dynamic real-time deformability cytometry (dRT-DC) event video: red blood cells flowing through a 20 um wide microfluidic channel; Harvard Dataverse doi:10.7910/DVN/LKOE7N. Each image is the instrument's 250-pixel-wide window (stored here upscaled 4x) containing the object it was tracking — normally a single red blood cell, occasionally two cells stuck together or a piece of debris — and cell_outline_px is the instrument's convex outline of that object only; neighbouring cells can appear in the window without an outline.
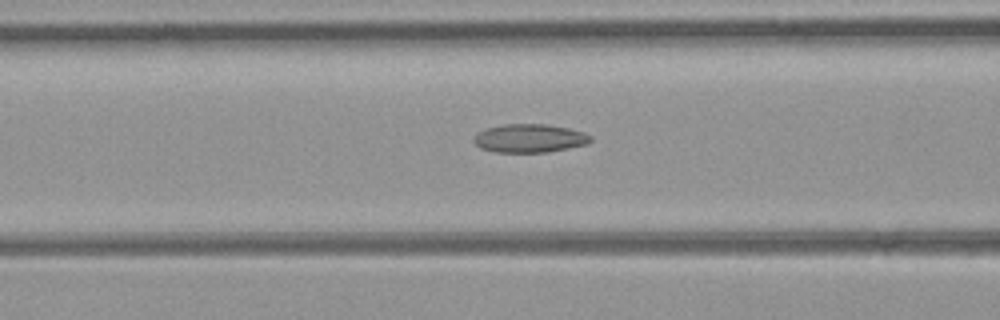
{"species": "common noctule bat (a hibernating species)", "species_latin": "Nyctalus noctula", "temperature_condition": "room temperature", "stored_images_in_passage": 46, "camera_frame_rate_fps": 3000, "um_per_image_px": 0.085, "animal": {"sex": "female", "body_mass_g": 21.9}, "frame": {"image": 1, "passage_image": 17, "time_ms": 5.333, "image_size_px": [1000, 320], "cell_outline_px": [[592, 140], [588, 144], [548, 152], [496, 152], [480, 148], [472, 140], [472, 136], [476, 132], [484, 128], [504, 124], [548, 124], [568, 128], [584, 132], [592, 136]], "centroid_in_image_um": [44.99, 11.74], "position_along_channel_um": 121.6, "area_um2": 19.65}}
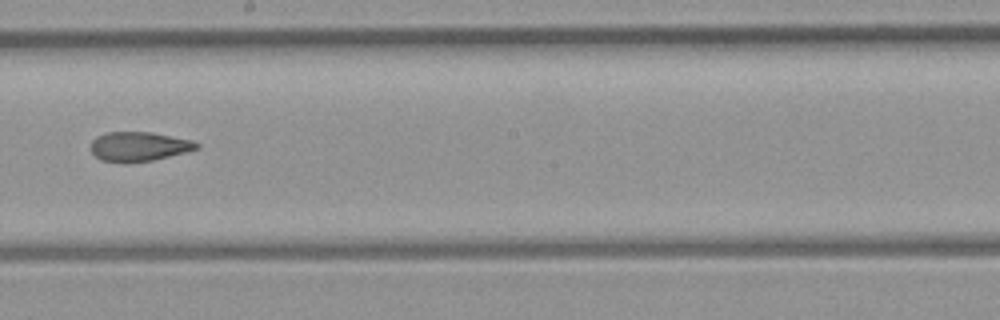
{"frame": {"image": 2, "passage_image": 25, "time_ms": 8.0, "image_size_px": [1000, 320], "cell_outline_px": [[200, 148], [152, 160], [128, 164], [124, 164], [100, 160], [92, 152], [92, 140], [96, 136], [108, 132], [148, 132], [192, 140], [200, 144]], "centroid_in_image_um": [11.78, 12.47], "position_along_channel_um": 236.4, "area_um2": 18.15}}
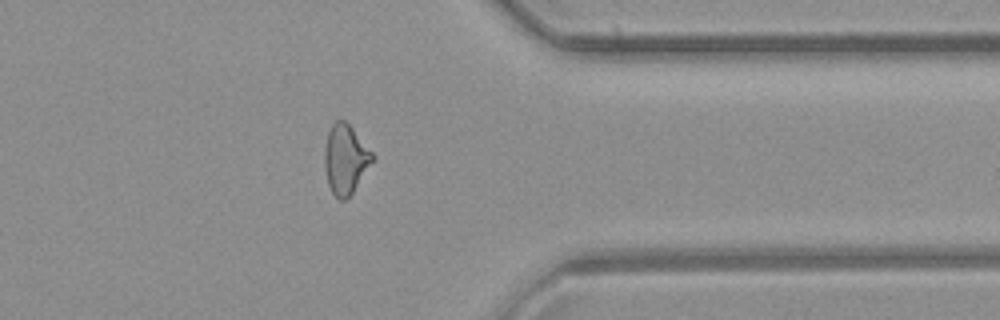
{"frame": {"image": 3, "passage_image": 36, "time_ms": 11.667, "image_size_px": [1000, 320], "cell_outline_px": [[376, 160], [352, 192], [344, 200], [340, 200], [332, 192], [328, 184], [324, 164], [324, 148], [328, 132], [332, 124], [336, 120], [344, 120], [352, 128], [376, 156]], "centroid_in_image_um": [29.38, 13.53], "position_along_channel_um": 382.0, "area_um2": 19.42}, "authors_computed_cell_mechanics": {"area_um2": 19.4786, "velocity_mm_per_s": 4.2955, "shape_relaxation_time_tau1_ms": null, "shape_relaxation_time_tau2_ms": 3.1101, "deformation_change_tau1": null, "deformation_change_tau2": 0.1147}}